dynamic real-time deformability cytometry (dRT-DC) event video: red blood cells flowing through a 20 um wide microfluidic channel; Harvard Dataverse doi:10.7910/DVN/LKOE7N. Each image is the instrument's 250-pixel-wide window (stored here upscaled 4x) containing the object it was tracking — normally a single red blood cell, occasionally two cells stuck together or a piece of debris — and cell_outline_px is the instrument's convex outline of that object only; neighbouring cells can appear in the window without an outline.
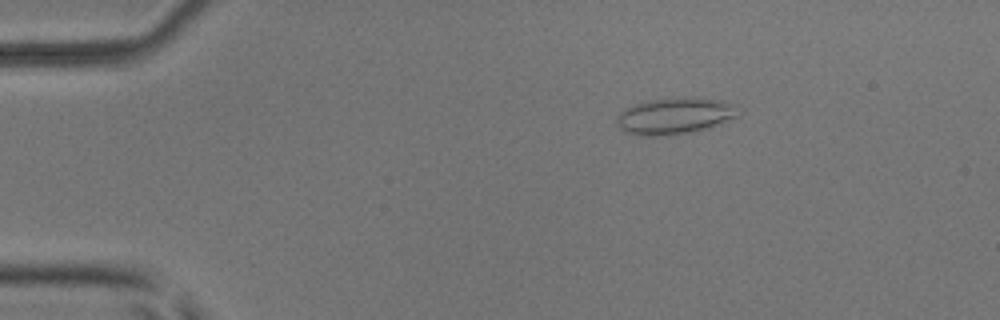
{"species": "common noctule bat (a hibernating species)", "species_latin": "Nyctalus noctula", "temperature_condition": "room temperature", "stored_images_in_passage": 52, "camera_frame_rate_fps": 3000, "um_per_image_px": 0.085, "animal": {"sex": "male", "body_mass_g": 17.9, "forearm_length_mm": 54.2}, "frame": {"image": 1, "passage_image": 9, "time_ms": 2.667, "image_size_px": [1000, 320], "cell_outline_px": [[740, 112], [736, 116], [708, 128], [692, 132], [672, 136], [644, 136], [628, 132], [620, 128], [616, 124], [616, 116], [624, 108], [648, 100], [680, 96], [696, 96], [724, 100], [736, 104]], "centroid_in_image_um": [57.38, 9.83], "position_along_channel_um": 27.6, "area_um2": 26.47}}
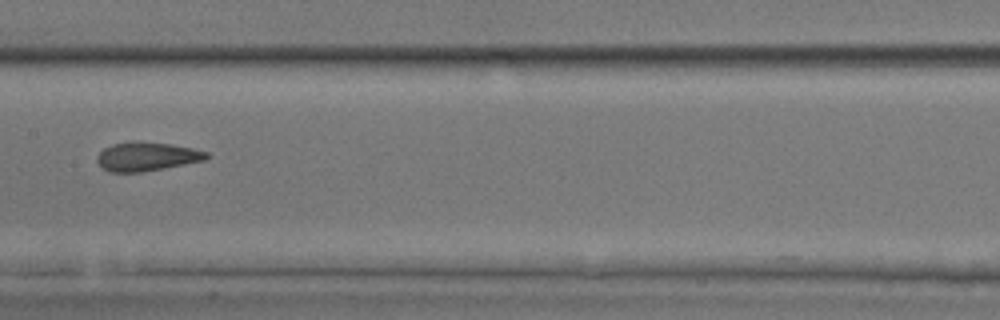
{"frame": {"image": 2, "passage_image": 27, "time_ms": 8.667, "image_size_px": [1000, 320], "cell_outline_px": [[212, 156], [204, 160], [164, 168], [140, 172], [112, 172], [104, 168], [96, 160], [96, 156], [104, 148], [112, 144], [172, 144], [192, 148], [208, 152]], "centroid_in_image_um": [12.52, 13.34], "position_along_channel_um": 194.9, "area_um2": 17.57}}
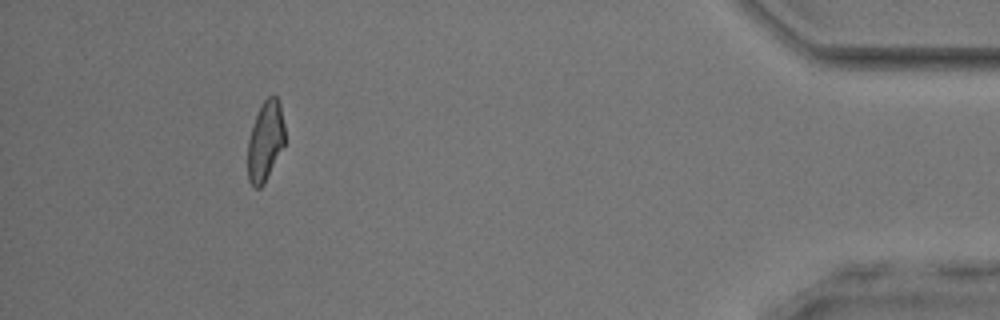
{"frame": {"image": 3, "passage_image": 48, "time_ms": 15.667, "image_size_px": [1000, 320], "cell_outline_px": [[284, 144], [264, 184], [260, 188], [256, 188], [248, 180], [248, 140], [256, 116], [264, 100], [268, 96], [276, 96], [280, 100], [284, 124]], "centroid_in_image_um": [22.56, 11.98], "position_along_channel_um": 412.6, "area_um2": 17.05}, "authors_computed_cell_mechanics": {"area_um2": 18.7272, "velocity_mm_per_s": 3.9577, "shape_relaxation_time_tau1_ms": null, "shape_relaxation_time_tau2_ms": 1.8045, "deformation_change_tau1": null, "deformation_change_tau2": 0.0981}}